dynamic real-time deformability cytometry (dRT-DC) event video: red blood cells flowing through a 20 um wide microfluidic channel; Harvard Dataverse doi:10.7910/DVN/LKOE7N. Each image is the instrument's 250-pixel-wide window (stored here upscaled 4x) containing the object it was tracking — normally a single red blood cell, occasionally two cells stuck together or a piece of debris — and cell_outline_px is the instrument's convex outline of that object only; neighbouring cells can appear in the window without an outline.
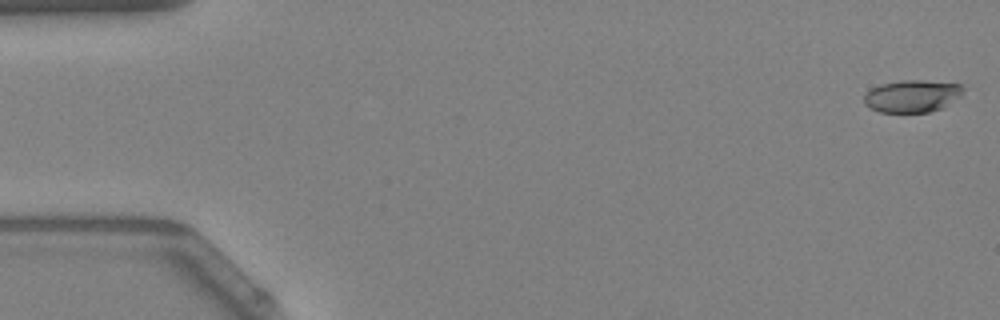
{"species": "Egyptian fruit bat (a non-hibernating species)", "species_latin": "Rousettus aegyptiacus", "temperature_condition": "warm", "stored_images_in_passage": 32, "camera_frame_rate_fps": 3000, "um_per_image_px": 0.085, "animal": {"sex": "female"}, "frame": {"image": 1, "passage_image": 1, "time_ms": 0.0, "image_size_px": [1000, 320], "cell_outline_px": [[964, 96], [944, 108], [928, 112], [880, 112], [868, 108], [864, 104], [864, 96], [872, 88], [880, 84], [900, 80], [920, 80], [960, 84], [964, 88]], "centroid_in_image_um": [77.58, 8.17], "position_along_channel_um": 7.4, "area_um2": 19.02}}
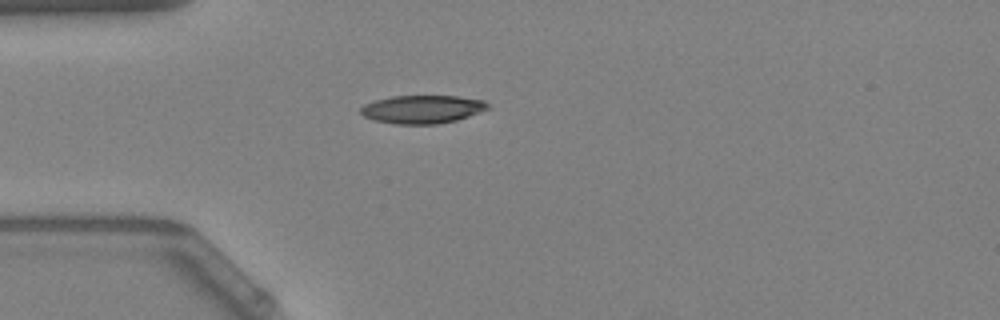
{"frame": {"image": 2, "passage_image": 15, "time_ms": 4.667, "image_size_px": [1000, 320], "cell_outline_px": [[492, 108], [456, 120], [436, 124], [392, 124], [372, 120], [364, 116], [360, 112], [360, 108], [364, 104], [376, 100], [392, 96], [456, 96], [484, 100]], "centroid_in_image_um": [35.89, 9.29], "position_along_channel_um": 49.1, "area_um2": 20.98}}
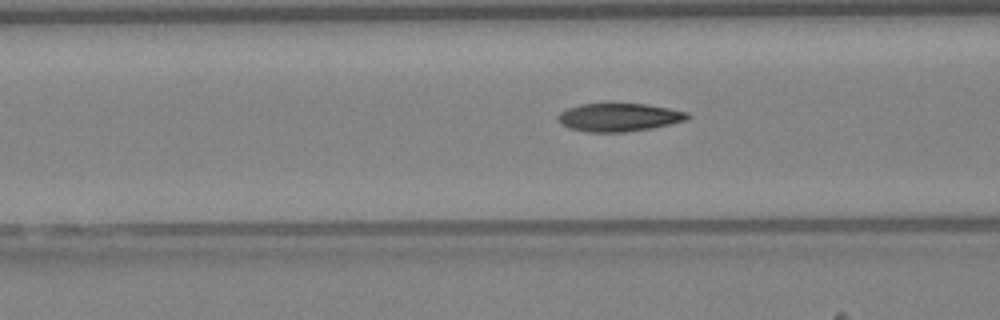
{"frame": {"image": 3, "passage_image": 21, "time_ms": 6.667, "image_size_px": [1000, 320], "cell_outline_px": [[692, 116], [688, 120], [652, 128], [624, 132], [588, 132], [568, 128], [560, 124], [556, 120], [556, 116], [560, 112], [568, 108], [580, 104], [644, 104], [668, 108], [688, 112]], "centroid_in_image_um": [52.59, 9.98], "position_along_channel_um": 114.0, "area_um2": 21.39}}